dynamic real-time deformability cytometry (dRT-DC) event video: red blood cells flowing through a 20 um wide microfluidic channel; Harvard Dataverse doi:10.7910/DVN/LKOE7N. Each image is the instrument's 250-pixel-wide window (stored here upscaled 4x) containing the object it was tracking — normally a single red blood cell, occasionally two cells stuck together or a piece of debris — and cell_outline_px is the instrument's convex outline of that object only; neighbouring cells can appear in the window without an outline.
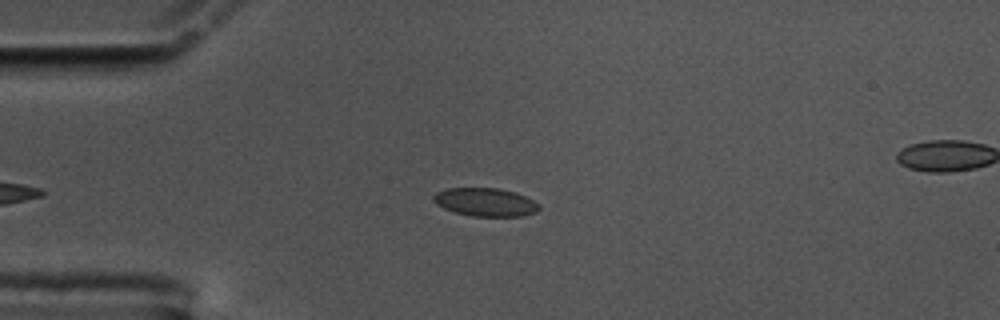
{"species": "common noctule bat (a hibernating species)", "species_latin": "Nyctalus noctula", "temperature_condition": "cold", "stored_images_in_passage": 44, "camera_frame_rate_fps": 3000, "um_per_image_px": 0.085, "animal": {"sex": "male", "body_mass_g": 17.5, "forearm_length_mm": 52.3}, "frame": {"image": 1, "passage_image": 5, "time_ms": 1.333, "image_size_px": [1000, 320], "cell_outline_px": [[540, 208], [536, 212], [524, 216], [472, 216], [456, 212], [444, 208], [436, 204], [432, 200], [432, 196], [436, 192], [448, 188], [500, 188], [516, 192], [540, 204]], "centroid_in_image_um": [41.26, 17.17], "position_along_channel_um": 43.7, "area_um2": 17.46}}
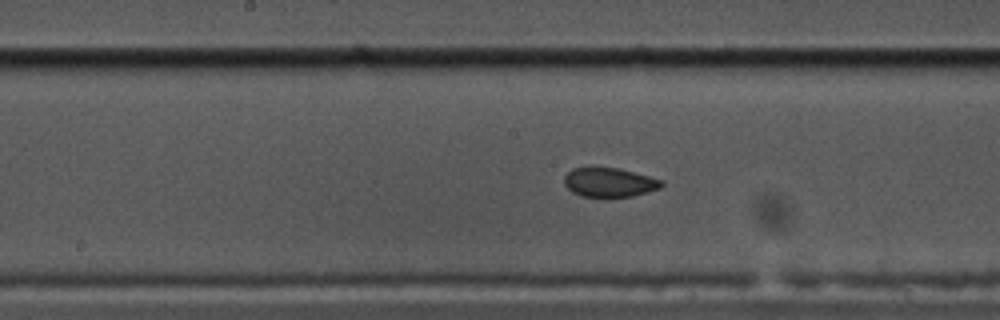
{"frame": {"image": 2, "passage_image": 20, "time_ms": 6.333, "image_size_px": [1000, 320], "cell_outline_px": [[664, 184], [660, 188], [648, 192], [632, 196], [584, 196], [572, 192], [564, 184], [564, 176], [572, 168], [620, 168], [664, 180]], "centroid_in_image_um": [51.83, 15.49], "position_along_channel_um": 196.4, "area_um2": 16.42}}
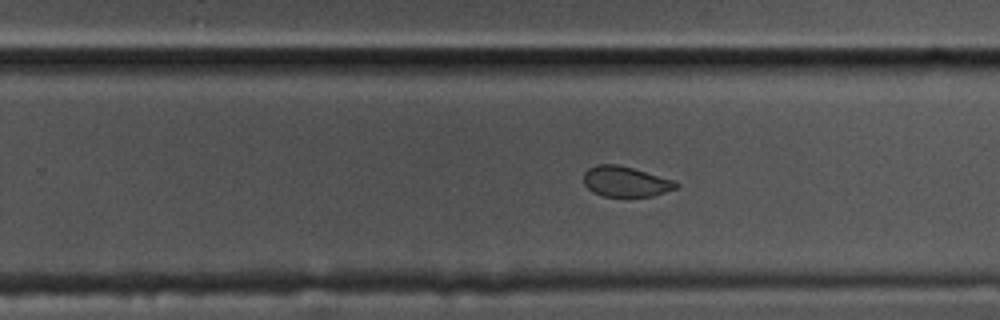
{"frame": {"image": 3, "passage_image": 27, "time_ms": 8.667, "image_size_px": [1000, 320], "cell_outline_px": [[680, 184], [676, 188], [652, 196], [604, 196], [592, 192], [584, 184], [584, 172], [588, 168], [596, 164], [616, 164], [632, 168], [672, 180]], "centroid_in_image_um": [53.13, 15.43], "position_along_channel_um": 276.7, "area_um2": 16.13}, "authors_computed_cell_mechanics": {"area_um2": 17.34, "velocity_mm_per_s": 3.4427, "shape_relaxation_time_tau1_ms": null, "shape_relaxation_time_tau2_ms": 0.8239, "deformation_change_tau1": null, "deformation_change_tau2": 0.0345}}